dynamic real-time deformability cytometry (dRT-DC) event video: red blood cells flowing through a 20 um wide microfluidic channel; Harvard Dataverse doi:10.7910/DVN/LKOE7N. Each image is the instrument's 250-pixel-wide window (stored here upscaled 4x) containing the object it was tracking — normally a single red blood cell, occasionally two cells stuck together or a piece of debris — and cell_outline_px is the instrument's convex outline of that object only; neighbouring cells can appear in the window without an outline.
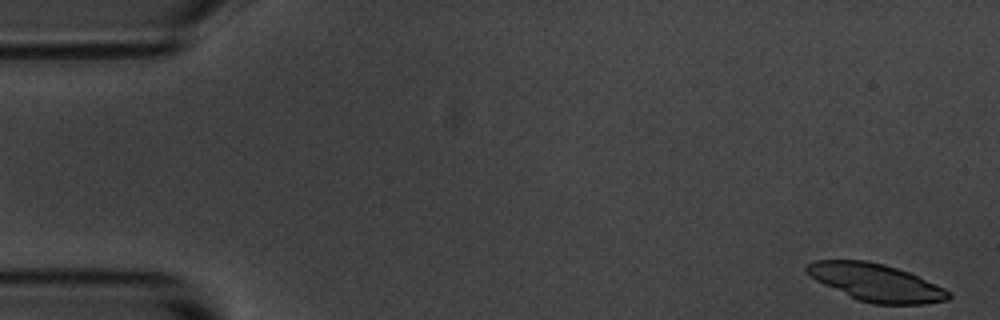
{"species": "common noctule bat (a hibernating species)", "species_latin": "Nyctalus noctula", "temperature_condition": "room temperature", "stored_images_in_passage": 4, "camera_frame_rate_fps": 3000, "um_per_image_px": 0.085, "animal": {"sex": "male", "body_mass_g": 20.1, "forearm_length_mm": 53.5}, "frame": {"image": 1, "passage_image": 1, "time_ms": 0.0, "image_size_px": [1000, 320], "cell_outline_px": [[952, 296], [948, 300], [924, 304], [872, 304], [860, 300], [824, 284], [816, 280], [804, 268], [808, 264], [816, 260], [864, 260], [884, 264], [908, 272], [944, 288], [952, 292]], "centroid_in_image_um": [74.5, 24.01], "position_along_channel_um": 10.5, "area_um2": 30.46}}